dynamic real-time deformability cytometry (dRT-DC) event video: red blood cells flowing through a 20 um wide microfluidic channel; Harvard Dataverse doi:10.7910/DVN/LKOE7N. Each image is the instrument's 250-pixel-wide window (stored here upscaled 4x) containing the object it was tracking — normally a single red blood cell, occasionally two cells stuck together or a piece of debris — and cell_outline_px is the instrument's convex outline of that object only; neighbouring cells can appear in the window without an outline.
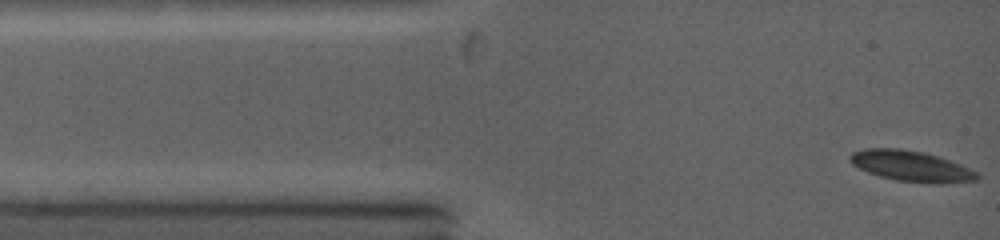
{"species": "common noctule bat (a hibernating species)", "species_latin": "Nyctalus noctula", "temperature_condition": "warm", "stored_images_in_passage": 34, "camera_frame_rate_fps": 5000, "um_per_image_px": 0.085, "animal": {"sex": "female", "body_mass_g": 19.0, "forearm_length_mm": 53.3}, "frame": {"image": 1, "passage_image": 1, "time_ms": 0.0, "image_size_px": [1000, 240], "cell_outline_px": [[980, 176], [976, 180], [896, 180], [880, 176], [868, 172], [852, 164], [848, 160], [848, 156], [852, 152], [864, 148], [900, 148], [924, 152], [960, 164], [980, 172]], "centroid_in_image_um": [77.33, 14.04], "position_along_channel_um": 7.7, "area_um2": 21.62}}
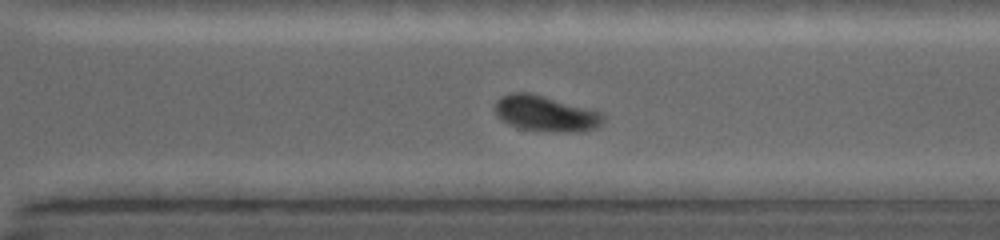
{"frame": {"image": 2, "passage_image": 23, "time_ms": 8.6, "image_size_px": [1000, 240], "cell_outline_px": [[608, 116], [604, 124], [596, 128], [576, 132], [564, 132], [520, 128], [508, 124], [500, 120], [496, 116], [492, 108], [496, 100], [500, 96], [512, 92], [528, 92], [544, 96], [604, 112]], "centroid_in_image_um": [46.4, 9.64], "position_along_channel_um": 324.2, "area_um2": 23.06}}
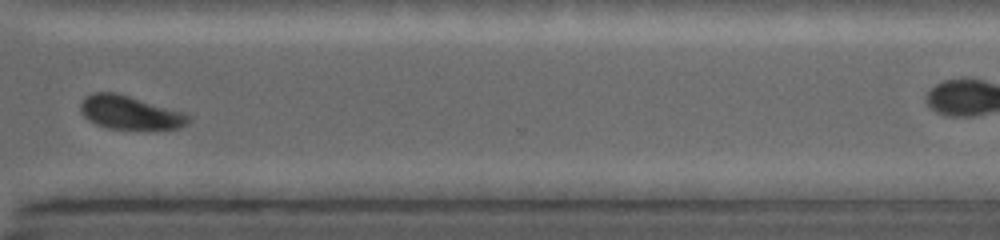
{"frame": {"image": 3, "passage_image": 25, "time_ms": 9.4, "image_size_px": [1000, 240], "cell_outline_px": [[192, 120], [188, 124], [180, 128], [108, 128], [96, 124], [88, 120], [84, 116], [80, 108], [80, 104], [84, 96], [92, 92], [116, 92], [188, 112], [192, 116]], "centroid_in_image_um": [11.1, 9.54], "position_along_channel_um": 359.5, "area_um2": 21.39}, "authors_computed_cell_mechanics": {"area_um2": 22.0218, "velocity_mm_per_s": 4.3254, "shape_relaxation_time_tau1_ms": 3.3905, "shape_relaxation_time_tau2_ms": 7.5171, "deformation_change_tau1": 0.1171, "deformation_change_tau2": 0.1006}}